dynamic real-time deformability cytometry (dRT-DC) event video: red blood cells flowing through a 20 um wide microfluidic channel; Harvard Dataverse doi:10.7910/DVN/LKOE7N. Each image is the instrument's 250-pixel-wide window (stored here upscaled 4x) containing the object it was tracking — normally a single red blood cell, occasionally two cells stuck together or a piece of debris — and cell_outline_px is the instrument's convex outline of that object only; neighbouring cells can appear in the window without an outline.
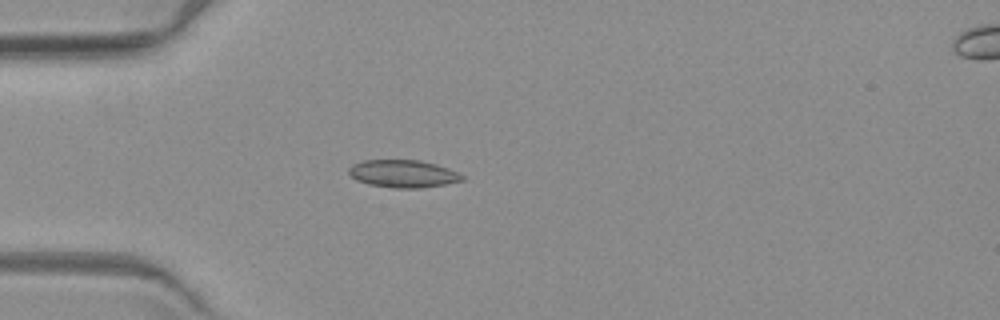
{"species": "common noctule bat (a hibernating species)", "species_latin": "Nyctalus noctula", "temperature_condition": "warm", "stored_images_in_passage": 3, "camera_frame_rate_fps": 3000, "um_per_image_px": 0.085, "animal": {"sex": "female", "body_mass_g": 19.3, "forearm_length_mm": 54.1}, "frame": {"image": 1, "passage_image": 2, "time_ms": 1.333, "image_size_px": [1000, 320], "cell_outline_px": [[464, 180], [444, 184], [420, 188], [392, 188], [368, 184], [356, 180], [348, 172], [348, 168], [352, 164], [364, 160], [420, 160], [436, 164], [448, 168], [464, 176]], "centroid_in_image_um": [34.24, 14.76], "position_along_channel_um": 50.8, "area_um2": 18.21}}